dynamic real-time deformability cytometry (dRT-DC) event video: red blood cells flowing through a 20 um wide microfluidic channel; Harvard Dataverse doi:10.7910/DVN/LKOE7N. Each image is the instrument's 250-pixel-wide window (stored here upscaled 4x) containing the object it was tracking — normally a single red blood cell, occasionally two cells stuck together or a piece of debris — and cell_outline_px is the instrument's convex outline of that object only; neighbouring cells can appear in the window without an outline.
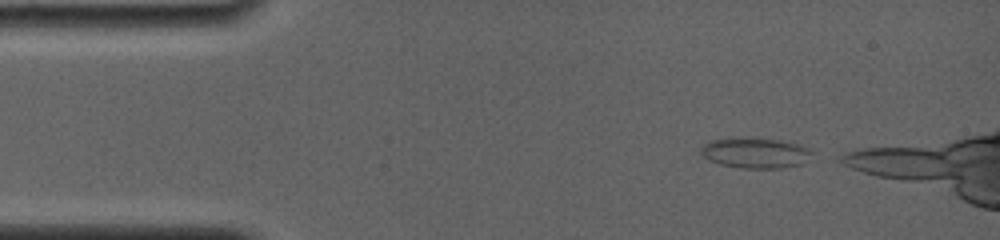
{"species": "common noctule bat (a hibernating species)", "species_latin": "Nyctalus noctula", "temperature_condition": "room temperature", "stored_images_in_passage": 49, "camera_frame_rate_fps": 4000, "um_per_image_px": 0.085, "animal": {"sex": "female", "body_mass_g": 19.0, "forearm_length_mm": 56.7}, "frame": {"image": 1, "passage_image": 1, "time_ms": 0.0, "image_size_px": [1000, 240], "cell_outline_px": [[812, 152], [804, 164], [780, 168], [740, 168], [720, 164], [708, 160], [700, 152], [700, 148], [708, 140], [732, 136], [780, 140], [796, 144], [808, 148]], "centroid_in_image_um": [64.13, 12.98], "position_along_channel_um": 20.9, "area_um2": 20.0}}
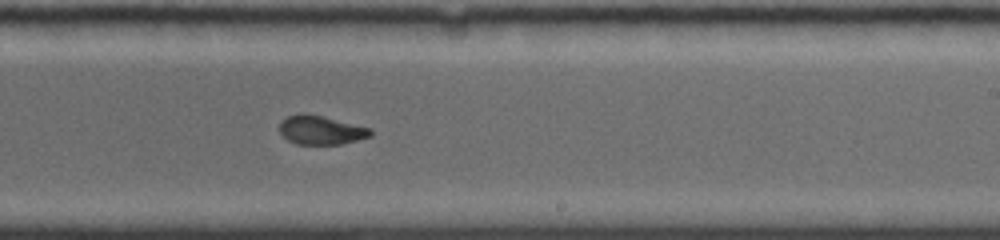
{"frame": {"image": 2, "passage_image": 31, "time_ms": 8.0, "image_size_px": [1000, 240], "cell_outline_px": [[372, 136], [340, 144], [296, 144], [288, 140], [280, 132], [280, 120], [288, 116], [300, 112], [304, 112], [372, 128]], "centroid_in_image_um": [27.27, 11.04], "position_along_channel_um": 261.7, "area_um2": 15.32}}
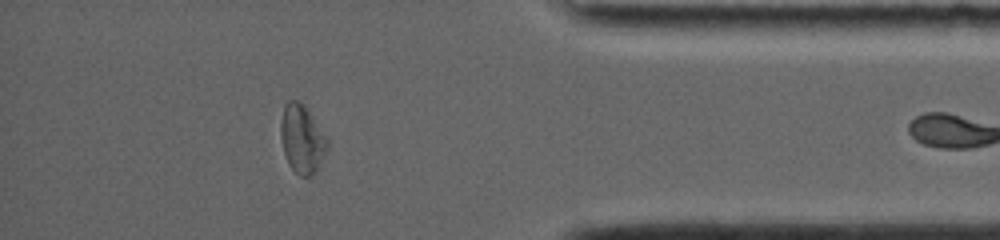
{"frame": {"image": 3, "passage_image": 48, "time_ms": 12.25, "image_size_px": [1000, 240], "cell_outline_px": [[328, 148], [316, 172], [312, 176], [300, 176], [288, 164], [284, 152], [280, 136], [280, 124], [284, 108], [288, 100], [296, 100], [304, 104], [328, 140]], "centroid_in_image_um": [25.67, 11.83], "position_along_channel_um": 409.5, "area_um2": 18.44}}